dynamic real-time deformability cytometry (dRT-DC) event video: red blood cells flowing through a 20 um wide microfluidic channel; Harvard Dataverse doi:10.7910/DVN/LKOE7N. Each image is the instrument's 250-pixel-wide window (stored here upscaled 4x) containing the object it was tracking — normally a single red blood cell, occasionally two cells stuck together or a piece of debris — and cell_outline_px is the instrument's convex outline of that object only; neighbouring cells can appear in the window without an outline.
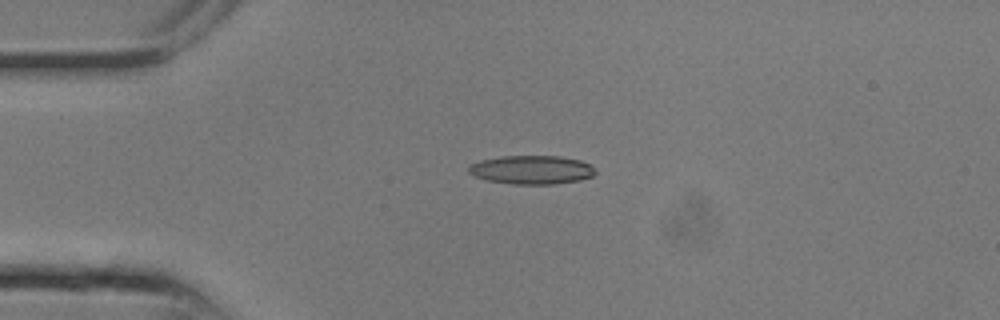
{"species": "common noctule bat (a hibernating species)", "species_latin": "Nyctalus noctula", "temperature_condition": "room temperature", "stored_images_in_passage": 9, "camera_frame_rate_fps": 3000, "um_per_image_px": 0.085, "animal": {"sex": "male", "body_mass_g": 13.3}, "frame": {"image": 1, "passage_image": 6, "time_ms": 1.667, "image_size_px": [1000, 320], "cell_outline_px": [[596, 172], [592, 176], [580, 180], [552, 184], [516, 184], [488, 180], [476, 176], [468, 172], [468, 168], [472, 164], [480, 160], [500, 156], [560, 156], [580, 160], [596, 168]], "centroid_in_image_um": [45.22, 14.42], "position_along_channel_um": 39.8, "area_um2": 21.04}}
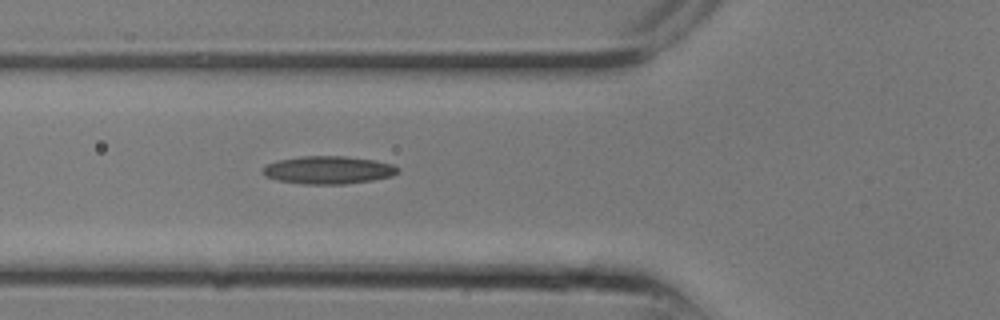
{"frame": {"image": 2, "passage_image": 9, "time_ms": 2.667, "image_size_px": [1000, 320], "cell_outline_px": [[400, 172], [392, 176], [372, 180], [344, 184], [304, 184], [280, 180], [264, 176], [260, 172], [268, 164], [280, 160], [300, 156], [348, 156], [376, 160], [392, 164], [400, 168]], "centroid_in_image_um": [27.95, 14.44], "position_along_channel_um": 97.8, "area_um2": 21.96}}